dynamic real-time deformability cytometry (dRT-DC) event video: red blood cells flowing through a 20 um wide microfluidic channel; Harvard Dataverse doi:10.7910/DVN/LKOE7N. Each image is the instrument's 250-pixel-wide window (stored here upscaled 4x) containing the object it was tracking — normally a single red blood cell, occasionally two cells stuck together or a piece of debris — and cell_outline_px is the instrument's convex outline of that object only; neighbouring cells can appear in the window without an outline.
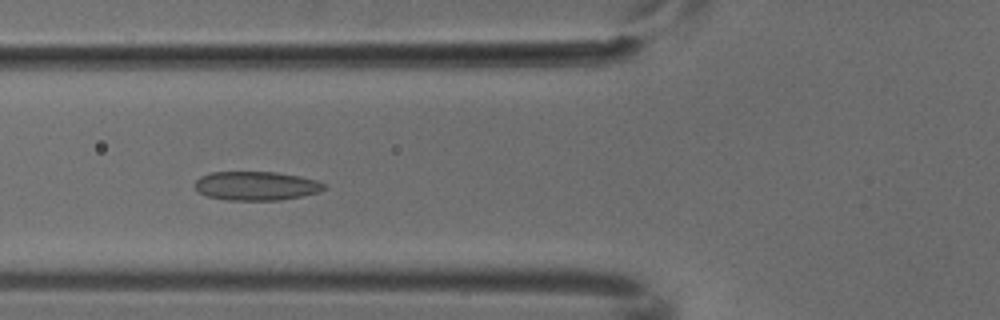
{"species": "common noctule bat (a hibernating species)", "species_latin": "Nyctalus noctula", "temperature_condition": "cold", "stored_images_in_passage": 8, "camera_frame_rate_fps": 3000, "um_per_image_px": 0.085, "animal": {"sex": "male", "body_mass_g": 18.8}, "frame": {"image": 1, "passage_image": 6, "time_ms": 1.667, "image_size_px": [1000, 320], "cell_outline_px": [[328, 188], [320, 192], [280, 200], [228, 200], [208, 196], [200, 192], [192, 184], [200, 176], [212, 172], [276, 172], [300, 176], [316, 180], [324, 184]], "centroid_in_image_um": [21.79, 15.79], "position_along_channel_um": 104.0, "area_um2": 21.79}}
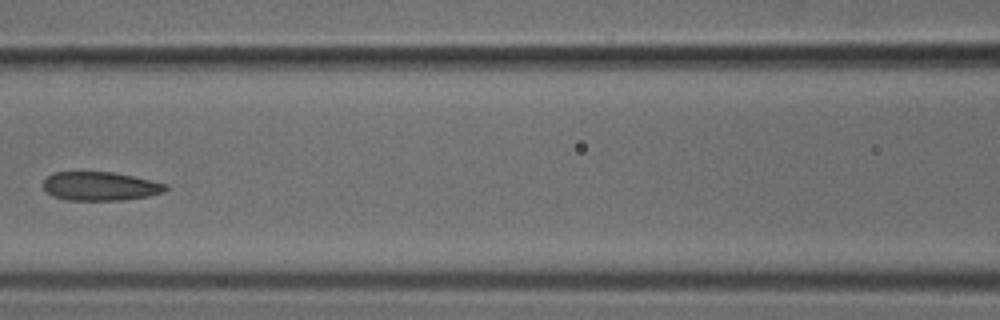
{"frame": {"image": 2, "passage_image": 7, "time_ms": 2.0, "image_size_px": [1000, 320], "cell_outline_px": [[168, 188], [164, 192], [148, 196], [120, 200], [64, 200], [52, 196], [44, 188], [44, 180], [52, 172], [112, 172], [132, 176], [168, 184]], "centroid_in_image_um": [8.51, 15.83], "position_along_channel_um": 158.1, "area_um2": 20.46}}
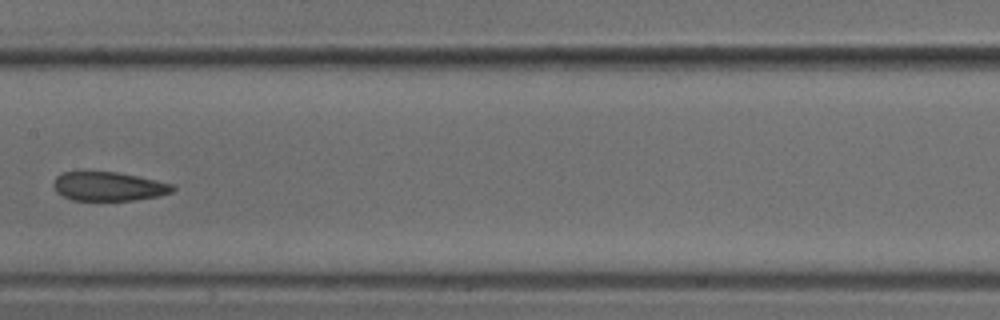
{"frame": {"image": 3, "passage_image": 8, "time_ms": 2.333, "image_size_px": [1000, 320], "cell_outline_px": [[176, 188], [172, 192], [160, 196], [132, 200], [72, 200], [56, 192], [52, 188], [52, 184], [56, 176], [64, 172], [88, 168], [116, 172], [136, 176], [172, 184]], "centroid_in_image_um": [9.14, 15.8], "position_along_channel_um": 198.3, "area_um2": 20.75}}